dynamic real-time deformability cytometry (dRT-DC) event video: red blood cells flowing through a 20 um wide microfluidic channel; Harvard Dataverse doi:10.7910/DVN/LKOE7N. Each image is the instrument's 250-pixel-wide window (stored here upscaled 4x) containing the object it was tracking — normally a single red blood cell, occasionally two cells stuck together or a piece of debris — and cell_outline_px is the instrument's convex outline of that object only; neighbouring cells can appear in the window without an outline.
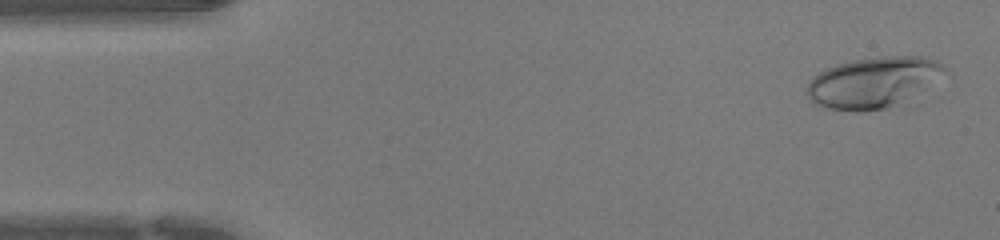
{"species": "human", "species_latin": "Homo sapiens", "temperature_condition": "warm", "stored_images_in_passage": 44, "camera_frame_rate_fps": 3000, "um_per_image_px": 0.085, "donor": {"sex": "female"}, "frame": {"image": 1, "passage_image": 2, "time_ms": 0.333, "image_size_px": [1000, 240], "cell_outline_px": [[944, 68], [924, 88], [884, 108], [864, 112], [856, 112], [828, 108], [812, 104], [808, 96], [808, 80], [812, 76], [828, 68], [852, 60], [884, 56], [920, 56], [932, 60], [940, 64]], "centroid_in_image_um": [74.05, 7.0], "position_along_channel_um": 10.9, "area_um2": 39.19}}
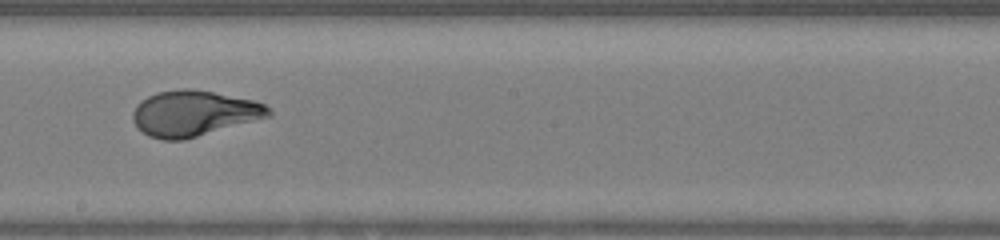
{"frame": {"image": 2, "passage_image": 24, "time_ms": 7.667, "image_size_px": [1000, 240], "cell_outline_px": [[272, 116], [184, 140], [164, 140], [148, 136], [136, 128], [132, 120], [132, 112], [136, 104], [140, 100], [156, 92], [180, 88], [192, 88], [252, 100], [264, 104], [272, 112]], "centroid_in_image_um": [16.43, 9.64], "position_along_channel_um": 231.8, "area_um2": 36.36}}
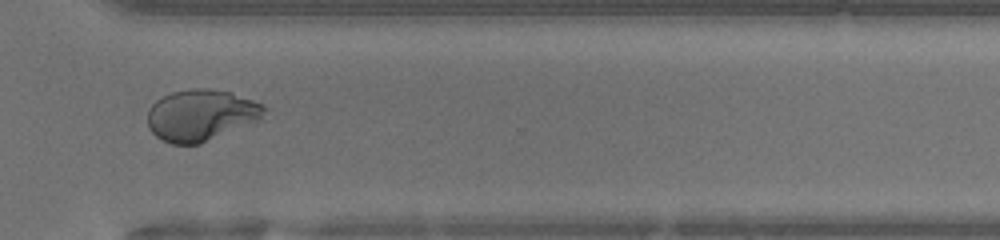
{"frame": {"image": 3, "passage_image": 32, "time_ms": 10.333, "image_size_px": [1000, 240], "cell_outline_px": [[268, 108], [264, 120], [200, 144], [172, 144], [160, 140], [148, 128], [148, 108], [156, 100], [172, 92], [196, 88], [208, 88], [232, 92], [264, 104]], "centroid_in_image_um": [17.16, 9.8], "position_along_channel_um": 353.4, "area_um2": 35.72}}